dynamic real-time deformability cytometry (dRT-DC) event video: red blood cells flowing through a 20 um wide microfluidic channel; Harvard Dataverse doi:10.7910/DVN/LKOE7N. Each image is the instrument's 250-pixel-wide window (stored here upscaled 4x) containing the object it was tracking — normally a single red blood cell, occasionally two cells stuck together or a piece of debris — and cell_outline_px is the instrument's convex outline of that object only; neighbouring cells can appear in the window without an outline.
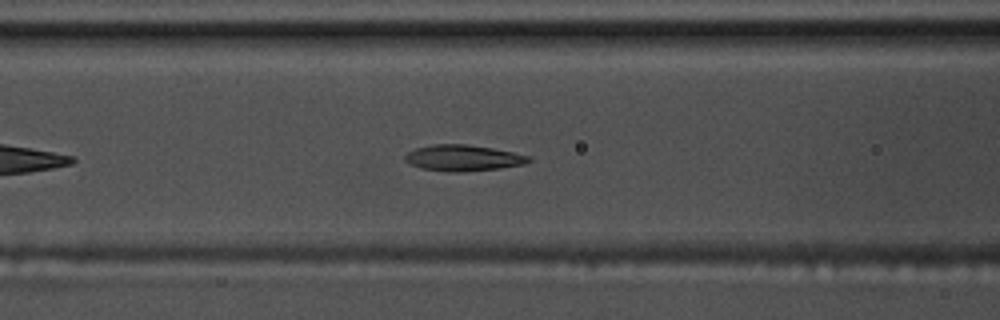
{"species": "common noctule bat (a hibernating species)", "species_latin": "Nyctalus noctula", "temperature_condition": "warm", "stored_images_in_passage": 45, "camera_frame_rate_fps": 3000, "um_per_image_px": 0.085, "animal": {"sex": "male", "body_mass_g": 17.5, "forearm_length_mm": 52.3}, "frame": {"image": 1, "passage_image": 10, "time_ms": 3.0, "image_size_px": [1000, 320], "cell_outline_px": [[532, 160], [524, 164], [500, 168], [456, 172], [448, 172], [420, 168], [408, 164], [404, 160], [404, 156], [408, 152], [416, 148], [432, 144], [468, 144], [492, 148], [532, 156]], "centroid_in_image_um": [39.34, 13.42], "position_along_channel_um": 127.3, "area_um2": 18.9}}
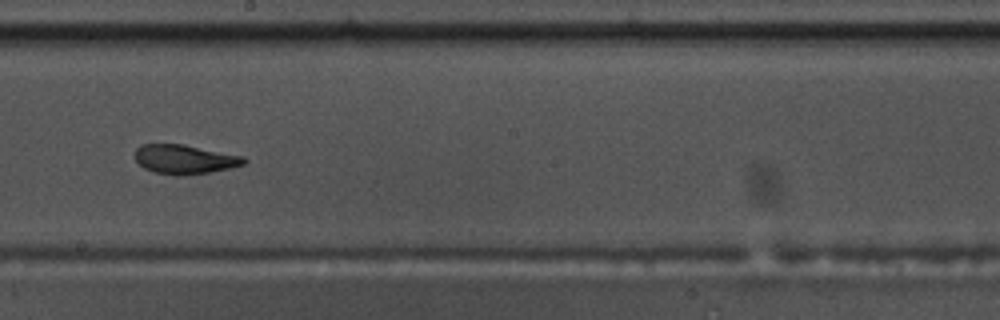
{"frame": {"image": 2, "passage_image": 19, "time_ms": 6.0, "image_size_px": [1000, 320], "cell_outline_px": [[248, 160], [244, 164], [228, 168], [208, 172], [180, 176], [176, 176], [156, 172], [144, 168], [132, 156], [136, 148], [140, 144], [184, 144], [244, 156]], "centroid_in_image_um": [15.66, 13.53], "position_along_channel_um": 232.5, "area_um2": 18.67}}
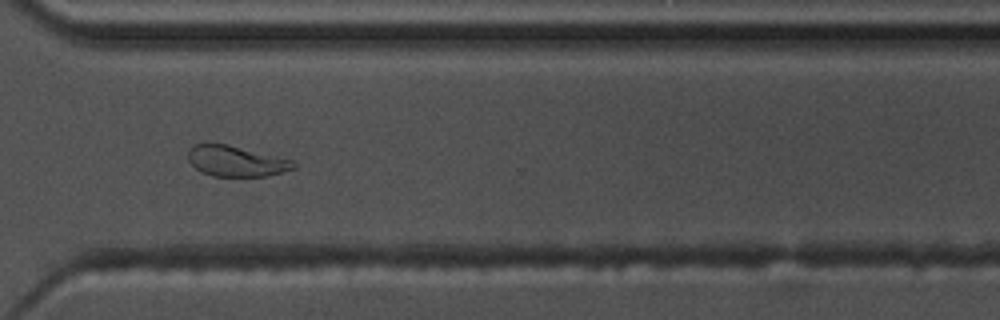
{"frame": {"image": 3, "passage_image": 29, "time_ms": 9.333, "image_size_px": [1000, 320], "cell_outline_px": [[296, 168], [268, 176], [212, 176], [200, 172], [188, 160], [188, 148], [192, 144], [228, 144], [292, 160], [296, 164]], "centroid_in_image_um": [20.04, 13.7], "position_along_channel_um": 350.6, "area_um2": 18.84}, "authors_computed_cell_mechanics": {"area_um2": 18.8428, "velocity_mm_per_s": 3.5254, "shape_relaxation_time_tau1_ms": 5.4558, "shape_relaxation_time_tau2_ms": 1.3702, "deformation_change_tau1": 0.1864, "deformation_change_tau2": 0.0819}}